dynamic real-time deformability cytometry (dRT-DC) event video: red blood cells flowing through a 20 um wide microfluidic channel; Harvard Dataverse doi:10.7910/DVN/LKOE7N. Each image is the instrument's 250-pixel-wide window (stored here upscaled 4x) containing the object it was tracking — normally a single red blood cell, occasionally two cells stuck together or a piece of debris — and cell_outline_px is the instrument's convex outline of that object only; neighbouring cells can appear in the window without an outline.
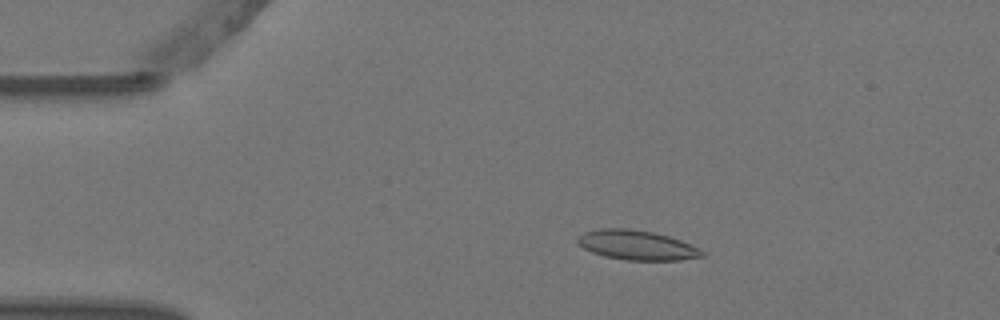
{"species": "Egyptian fruit bat (a non-hibernating species)", "species_latin": "Rousettus aegyptiacus", "temperature_condition": "warm", "stored_images_in_passage": 6, "camera_frame_rate_fps": 3000, "um_per_image_px": 0.085, "animal": {"sex": "female"}, "frame": {"image": 1, "passage_image": 2, "time_ms": 0.333, "image_size_px": [1000, 320], "cell_outline_px": [[704, 256], [680, 260], [624, 260], [604, 256], [592, 252], [584, 248], [576, 240], [576, 236], [584, 232], [600, 228], [628, 228], [652, 232], [668, 236], [680, 240], [704, 252]], "centroid_in_image_um": [54.07, 20.83], "position_along_channel_um": 30.9, "area_um2": 21.33}}
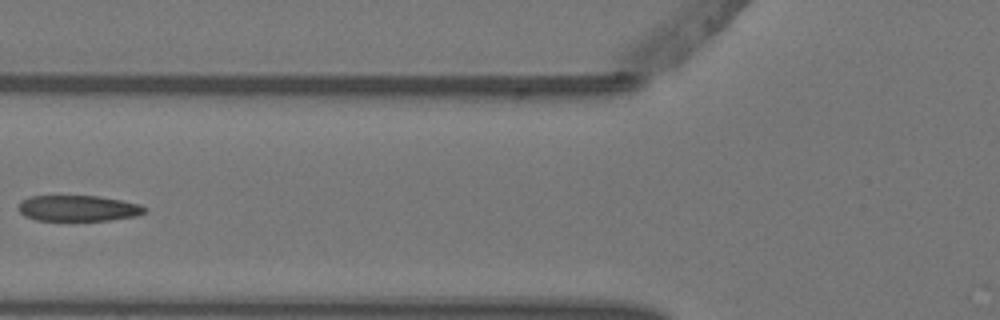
{"frame": {"image": 2, "passage_image": 5, "time_ms": 1.333, "image_size_px": [1000, 320], "cell_outline_px": [[148, 208], [144, 212], [136, 216], [108, 220], [36, 220], [24, 216], [16, 208], [20, 200], [32, 196], [100, 196], [140, 204]], "centroid_in_image_um": [6.61, 17.7], "position_along_channel_um": 119.2, "area_um2": 19.07}}
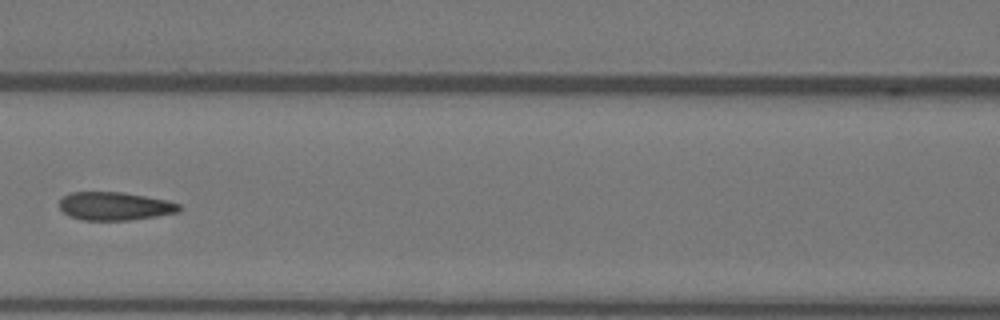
{"frame": {"image": 3, "passage_image": 6, "time_ms": 1.667, "image_size_px": [1000, 320], "cell_outline_px": [[180, 212], [132, 220], [84, 220], [68, 216], [60, 208], [60, 200], [68, 192], [124, 192], [168, 200], [180, 204]], "centroid_in_image_um": [9.77, 17.52], "position_along_channel_um": 156.8, "area_um2": 19.83}}